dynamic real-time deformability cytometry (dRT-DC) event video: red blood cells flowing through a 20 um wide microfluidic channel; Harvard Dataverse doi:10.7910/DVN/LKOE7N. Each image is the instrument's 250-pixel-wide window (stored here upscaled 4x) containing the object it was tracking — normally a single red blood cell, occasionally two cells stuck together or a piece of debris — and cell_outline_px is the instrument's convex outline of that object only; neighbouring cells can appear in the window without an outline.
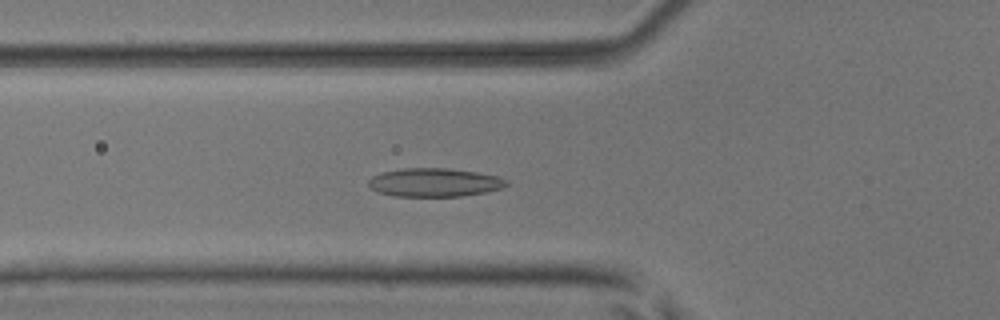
{"species": "common noctule bat (a hibernating species)", "species_latin": "Nyctalus noctula", "temperature_condition": "room temperature", "stored_images_in_passage": 49, "camera_frame_rate_fps": 3000, "um_per_image_px": 0.085, "animal": {"sex": "male", "body_mass_g": 17.9, "forearm_length_mm": 54.2}, "frame": {"image": 1, "passage_image": 16, "time_ms": 5.0, "image_size_px": [1000, 320], "cell_outline_px": [[508, 184], [500, 188], [484, 192], [460, 196], [396, 196], [380, 192], [372, 188], [368, 184], [368, 180], [372, 176], [380, 172], [404, 168], [448, 168], [476, 172], [500, 176], [508, 180]], "centroid_in_image_um": [36.93, 15.49], "position_along_channel_um": 88.9, "area_um2": 22.83}}
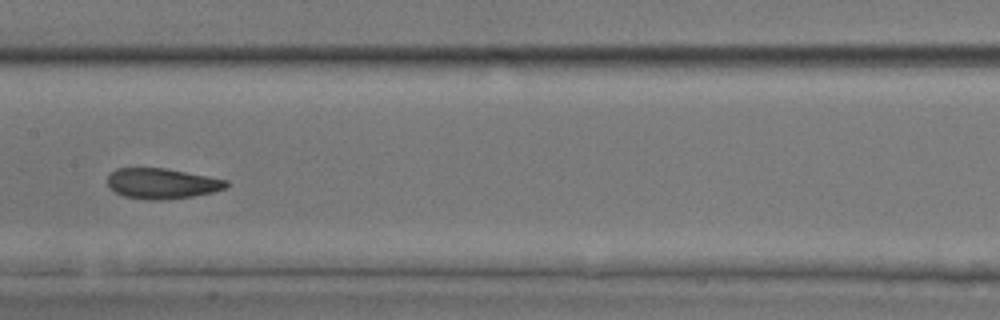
{"frame": {"image": 2, "passage_image": 24, "time_ms": 7.667, "image_size_px": [1000, 320], "cell_outline_px": [[228, 188], [212, 192], [192, 196], [160, 200], [148, 200], [124, 196], [108, 188], [108, 176], [116, 168], [164, 168], [228, 180]], "centroid_in_image_um": [13.76, 15.6], "position_along_channel_um": 193.6, "area_um2": 20.98}}
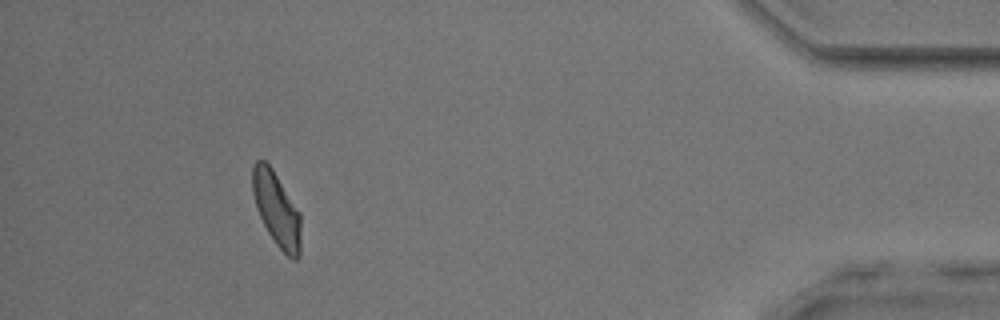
{"frame": {"image": 3, "passage_image": 45, "time_ms": 14.667, "image_size_px": [1000, 320], "cell_outline_px": [[300, 256], [296, 260], [292, 260], [276, 244], [268, 232], [260, 216], [252, 192], [252, 164], [256, 160], [264, 160], [272, 168], [300, 212]], "centroid_in_image_um": [23.51, 17.77], "position_along_channel_um": 411.7, "area_um2": 20.75}, "authors_computed_cell_mechanics": {"area_um2": 21.5016, "velocity_mm_per_s": 3.9293, "shape_relaxation_time_tau1_ms": 5.6959, "shape_relaxation_time_tau2_ms": 1.6684, "deformation_change_tau1": 0.1451, "deformation_change_tau2": 0.0702}}